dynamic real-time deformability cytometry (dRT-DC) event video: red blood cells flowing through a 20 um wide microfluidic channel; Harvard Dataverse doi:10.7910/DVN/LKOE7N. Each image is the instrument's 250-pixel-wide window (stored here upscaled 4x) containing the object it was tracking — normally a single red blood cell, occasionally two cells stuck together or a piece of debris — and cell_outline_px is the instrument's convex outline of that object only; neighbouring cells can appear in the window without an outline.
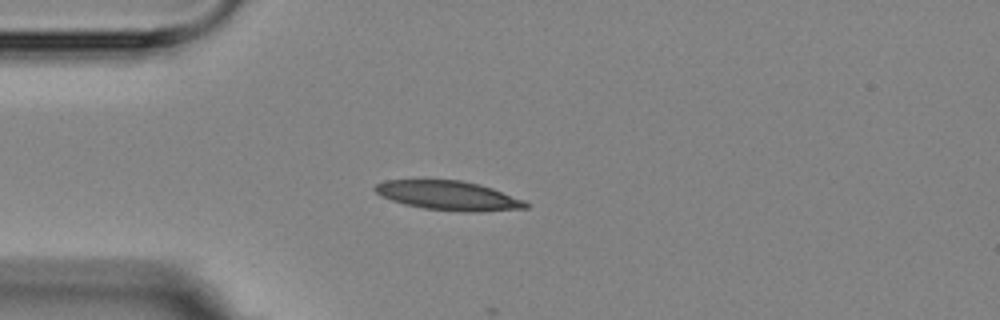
{"species": "Egyptian fruit bat (a non-hibernating species)", "species_latin": "Rousettus aegyptiacus", "temperature_condition": "room temperature", "stored_images_in_passage": 4, "camera_frame_rate_fps": 3000, "um_per_image_px": 0.085, "animal": {"sex": "female"}, "frame": {"image": 1, "passage_image": 4, "time_ms": 3.333, "image_size_px": [1000, 320], "cell_outline_px": [[528, 208], [476, 212], [460, 212], [424, 208], [404, 204], [380, 196], [372, 188], [376, 184], [384, 180], [460, 180], [480, 184], [492, 188], [524, 200], [528, 204]], "centroid_in_image_um": [38.1, 16.62], "position_along_channel_um": 46.9, "area_um2": 25.72}}